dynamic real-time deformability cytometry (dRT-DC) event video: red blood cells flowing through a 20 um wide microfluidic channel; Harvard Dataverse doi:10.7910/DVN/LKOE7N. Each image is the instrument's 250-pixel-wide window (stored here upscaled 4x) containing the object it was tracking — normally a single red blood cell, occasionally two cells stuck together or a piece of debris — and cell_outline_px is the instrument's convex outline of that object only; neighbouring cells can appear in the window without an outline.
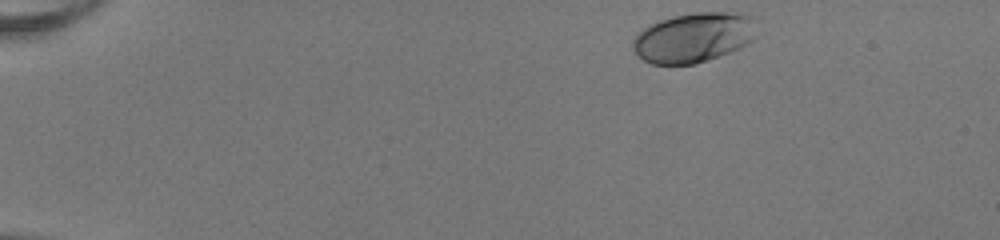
{"species": "human", "species_latin": "Homo sapiens", "temperature_condition": "room temperature", "stored_images_in_passage": 45, "camera_frame_rate_fps": 3000, "um_per_image_px": 0.085, "donor": {"sex": "female"}, "frame": {"image": 1, "passage_image": 1, "time_ms": 0.0, "image_size_px": [1000, 240], "cell_outline_px": [[752, 40], [740, 48], [692, 64], [652, 64], [644, 60], [632, 48], [632, 40], [648, 24], [672, 16], [696, 12], [748, 12], [752, 16]], "centroid_in_image_um": [58.92, 3.16], "position_along_channel_um": 26.1, "area_um2": 35.49}}
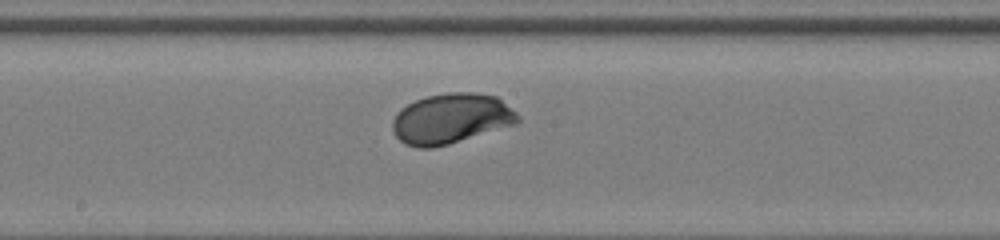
{"frame": {"image": 2, "passage_image": 23, "time_ms": 7.333, "image_size_px": [1000, 240], "cell_outline_px": [[520, 120], [516, 124], [448, 144], [432, 148], [420, 148], [404, 144], [392, 132], [392, 120], [400, 108], [416, 100], [428, 96], [448, 92], [472, 92], [496, 96], [516, 112], [520, 116]], "centroid_in_image_um": [38.32, 10.08], "position_along_channel_um": 209.9, "area_um2": 36.65}}
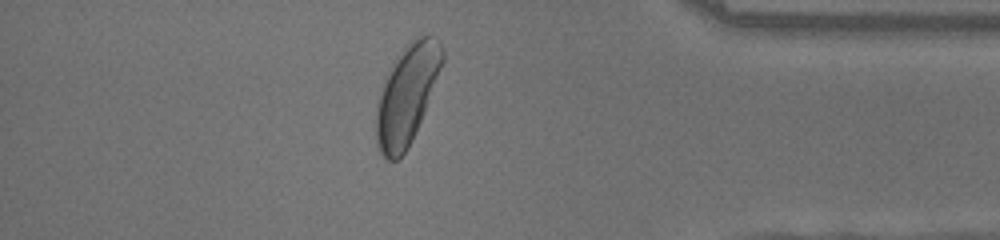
{"frame": {"image": 3, "passage_image": 39, "time_ms": 12.667, "image_size_px": [1000, 240], "cell_outline_px": [[444, 60], [424, 112], [412, 140], [408, 148], [396, 160], [388, 160], [380, 152], [376, 144], [376, 104], [384, 80], [396, 56], [412, 40], [420, 36], [428, 36], [440, 40], [444, 48]], "centroid_in_image_um": [34.58, 8.04], "position_along_channel_um": 400.6, "area_um2": 37.8}, "authors_computed_cell_mechanics": {"area_um2": 35.4314, "velocity_mm_per_s": 3.9922, "shape_relaxation_time_tau1_ms": 2.147, "shape_relaxation_time_tau2_ms": null, "deformation_change_tau1": 0.1308, "deformation_change_tau2": null}}